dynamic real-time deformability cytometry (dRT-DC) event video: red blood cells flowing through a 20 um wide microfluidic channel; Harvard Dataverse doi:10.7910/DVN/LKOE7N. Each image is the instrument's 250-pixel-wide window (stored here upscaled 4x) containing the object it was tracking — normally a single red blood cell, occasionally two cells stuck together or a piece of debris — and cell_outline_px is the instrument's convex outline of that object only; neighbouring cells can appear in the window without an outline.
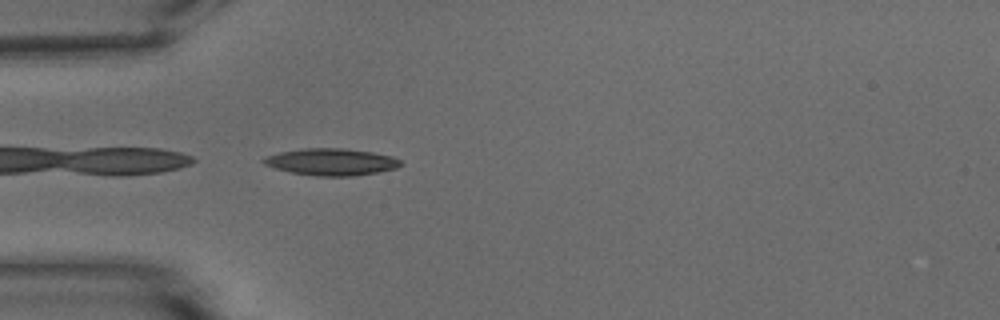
{"species": "common noctule bat (a hibernating species)", "species_latin": "Nyctalus noctula", "temperature_condition": "warm", "stored_images_in_passage": 39, "camera_frame_rate_fps": 3000, "um_per_image_px": 0.085, "animal": {"sex": "male", "body_mass_g": 15.6}, "frame": {"image": 1, "passage_image": 1, "time_ms": 0.0, "image_size_px": [1000, 320], "cell_outline_px": [[404, 164], [396, 168], [376, 172], [352, 176], [320, 176], [292, 172], [276, 168], [264, 164], [260, 160], [268, 156], [280, 152], [300, 148], [344, 148], [372, 152], [392, 156], [400, 160]], "centroid_in_image_um": [28.18, 13.75], "position_along_channel_um": 56.8, "area_um2": 21.33}}
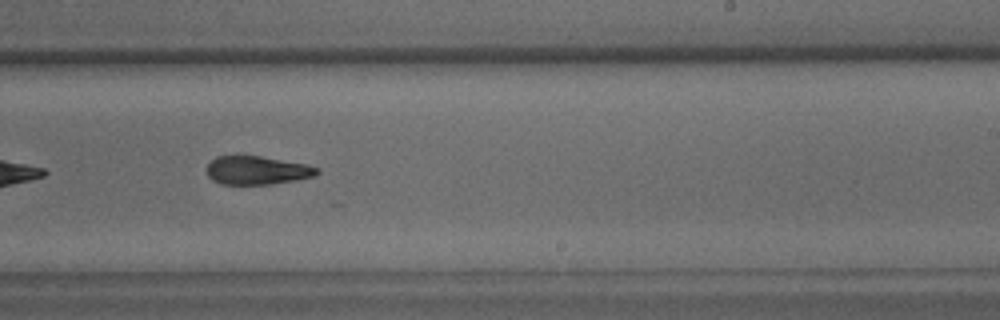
{"frame": {"image": 2, "passage_image": 18, "time_ms": 5.667, "image_size_px": [1000, 320], "cell_outline_px": [[320, 172], [316, 176], [296, 180], [272, 184], [220, 184], [212, 180], [208, 176], [208, 164], [216, 156], [236, 152], [308, 164], [320, 168]], "centroid_in_image_um": [21.84, 14.43], "position_along_channel_um": 267.2, "area_um2": 19.02}}
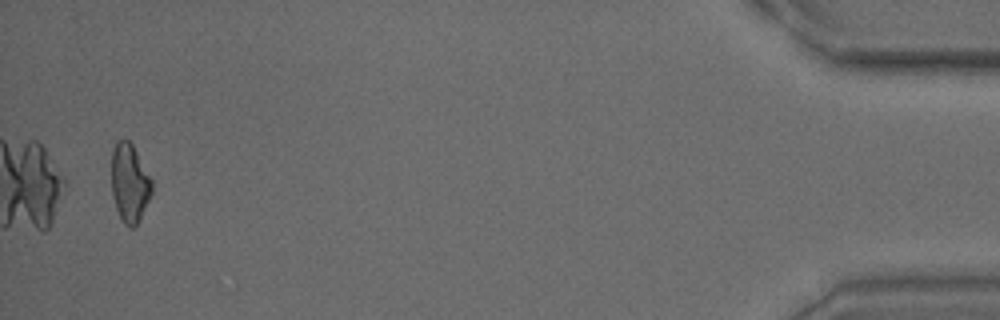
{"frame": {"image": 3, "passage_image": 37, "time_ms": 12.0, "image_size_px": [1000, 320], "cell_outline_px": [[152, 192], [140, 220], [132, 228], [128, 228], [124, 224], [116, 208], [112, 196], [112, 152], [116, 140], [128, 140], [132, 144], [152, 180]], "centroid_in_image_um": [11.01, 15.57], "position_along_channel_um": 424.2, "area_um2": 18.38}, "authors_computed_cell_mechanics": {"area_um2": 19.4786, "velocity_mm_per_s": 3.7873, "shape_relaxation_time_tau1_ms": 9.0107, "shape_relaxation_time_tau2_ms": 4.0959, "deformation_change_tau1": 0.2398, "deformation_change_tau2": 0.1334}}